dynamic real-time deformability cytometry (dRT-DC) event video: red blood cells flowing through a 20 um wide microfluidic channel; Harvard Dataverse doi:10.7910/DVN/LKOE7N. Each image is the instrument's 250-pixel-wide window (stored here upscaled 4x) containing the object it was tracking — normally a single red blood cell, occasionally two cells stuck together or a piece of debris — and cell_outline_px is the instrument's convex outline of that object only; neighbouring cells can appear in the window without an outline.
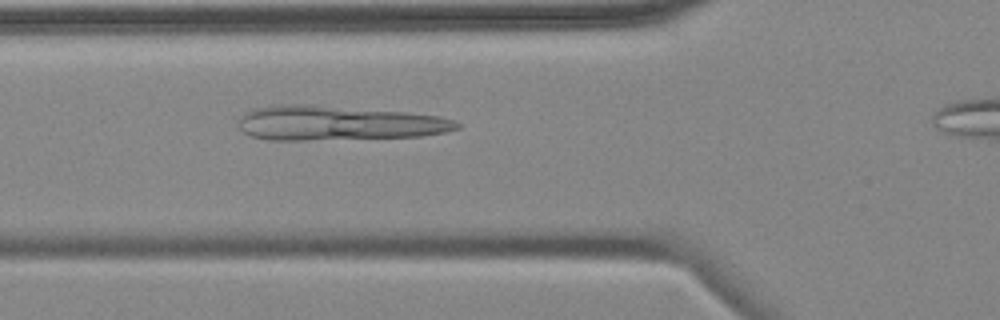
{"species": "common noctule bat (a hibernating species)", "species_latin": "Nyctalus noctula", "temperature_condition": "cold", "stored_images_in_passage": 4, "camera_frame_rate_fps": 3000, "um_per_image_px": 0.085, "animal": {"sex": "female", "body_mass_g": 18.4}, "frame": {"image": 1, "passage_image": 3, "time_ms": 2.333, "image_size_px": [1000, 320], "cell_outline_px": [[460, 128], [444, 132], [420, 136], [304, 140], [268, 140], [252, 136], [244, 132], [240, 128], [240, 116], [244, 112], [252, 108], [272, 104], [312, 104], [404, 112], [440, 116], [452, 120], [460, 124]], "centroid_in_image_um": [28.68, 10.45], "position_along_channel_um": 97.1, "area_um2": 44.04}}